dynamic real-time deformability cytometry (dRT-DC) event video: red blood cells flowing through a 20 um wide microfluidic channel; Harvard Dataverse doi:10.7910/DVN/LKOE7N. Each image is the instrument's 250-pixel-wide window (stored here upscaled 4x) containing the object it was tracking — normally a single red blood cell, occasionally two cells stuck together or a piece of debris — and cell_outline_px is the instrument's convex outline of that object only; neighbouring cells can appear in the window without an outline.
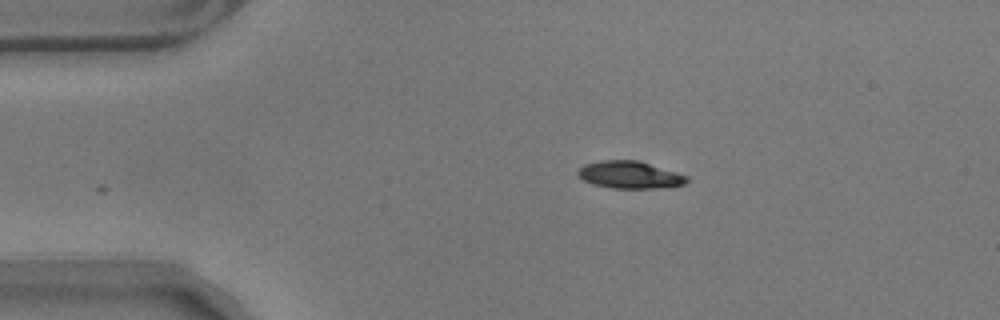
{"species": "common noctule bat (a hibernating species)", "species_latin": "Nyctalus noctula", "temperature_condition": "warm", "stored_images_in_passage": 7, "camera_frame_rate_fps": 3000, "um_per_image_px": 0.085, "animal": {"sex": "male", "body_mass_g": 17.9}, "frame": {"image": 1, "passage_image": 1, "time_ms": 0.0, "image_size_px": [1000, 320], "cell_outline_px": [[688, 180], [684, 184], [652, 188], [612, 188], [592, 184], [584, 180], [576, 172], [584, 164], [600, 160], [636, 160], [676, 172], [688, 176]], "centroid_in_image_um": [53.49, 14.85], "position_along_channel_um": 31.5, "area_um2": 17.05}}